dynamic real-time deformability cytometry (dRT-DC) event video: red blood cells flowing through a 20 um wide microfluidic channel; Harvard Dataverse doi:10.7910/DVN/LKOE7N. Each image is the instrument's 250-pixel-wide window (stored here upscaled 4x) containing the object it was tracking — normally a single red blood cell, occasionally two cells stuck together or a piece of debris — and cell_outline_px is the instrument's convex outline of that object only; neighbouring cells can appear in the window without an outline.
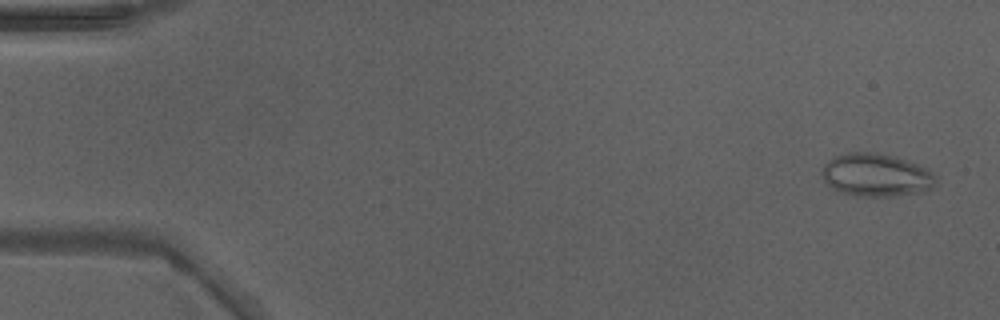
{"species": "Egyptian fruit bat (a non-hibernating species)", "species_latin": "Rousettus aegyptiacus", "temperature_condition": "warm", "stored_images_in_passage": 12, "camera_frame_rate_fps": 3000, "um_per_image_px": 0.085, "animal": {"sex": "male"}, "frame": {"image": 1, "passage_image": 2, "time_ms": 0.333, "image_size_px": [1000, 320], "cell_outline_px": [[936, 184], [932, 188], [924, 192], [896, 196], [860, 196], [844, 192], [832, 188], [824, 184], [820, 172], [824, 164], [832, 156], [848, 152], [872, 152], [892, 156], [928, 168], [936, 176]], "centroid_in_image_um": [74.45, 14.88], "position_along_channel_um": 10.6, "area_um2": 28.78}}